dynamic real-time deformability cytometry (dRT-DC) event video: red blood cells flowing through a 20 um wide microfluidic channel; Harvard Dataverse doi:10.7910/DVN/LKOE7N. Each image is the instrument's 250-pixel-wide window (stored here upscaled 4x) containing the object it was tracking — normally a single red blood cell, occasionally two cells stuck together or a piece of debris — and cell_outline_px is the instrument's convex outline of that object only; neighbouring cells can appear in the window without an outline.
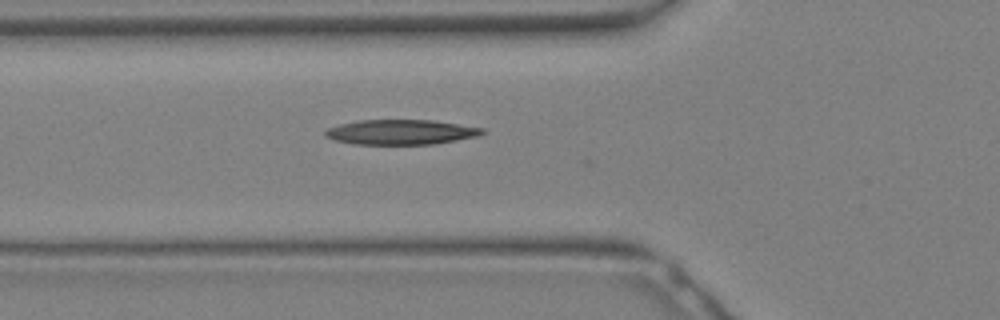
{"species": "Egyptian fruit bat (a non-hibernating species)", "species_latin": "Rousettus aegyptiacus", "temperature_condition": "warm", "stored_images_in_passage": 9, "camera_frame_rate_fps": 3000, "um_per_image_px": 0.085, "animal": {"sex": "female"}, "frame": {"image": 1, "passage_image": 3, "time_ms": 0.667, "image_size_px": [1000, 320], "cell_outline_px": [[484, 132], [480, 136], [436, 144], [352, 144], [336, 140], [324, 136], [324, 132], [328, 128], [340, 124], [360, 120], [432, 120], [484, 128]], "centroid_in_image_um": [34.1, 11.23], "position_along_channel_um": 91.7, "area_um2": 22.83}}
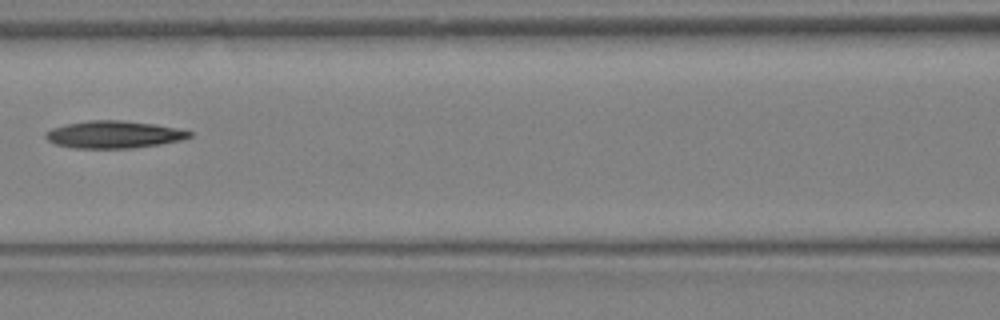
{"frame": {"image": 2, "passage_image": 6, "time_ms": 1.667, "image_size_px": [1000, 320], "cell_outline_px": [[192, 136], [184, 140], [160, 144], [132, 148], [72, 148], [56, 144], [48, 140], [44, 136], [44, 132], [52, 128], [64, 124], [88, 120], [120, 120], [156, 124], [176, 128], [192, 132]], "centroid_in_image_um": [9.66, 11.43], "position_along_channel_um": 156.9, "area_um2": 23.06}}
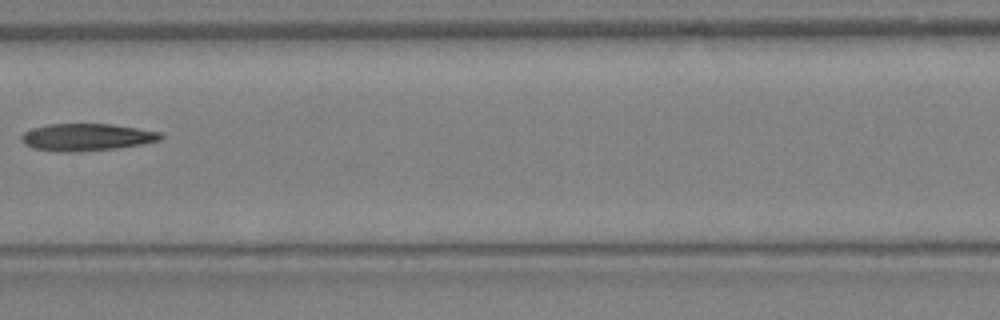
{"frame": {"image": 3, "passage_image": 8, "time_ms": 2.333, "image_size_px": [1000, 320], "cell_outline_px": [[164, 136], [160, 140], [140, 144], [116, 148], [64, 152], [56, 152], [32, 148], [24, 144], [20, 140], [20, 136], [24, 132], [32, 128], [48, 124], [112, 124], [164, 132]], "centroid_in_image_um": [7.35, 11.65], "position_along_channel_um": 200.1, "area_um2": 22.14}}